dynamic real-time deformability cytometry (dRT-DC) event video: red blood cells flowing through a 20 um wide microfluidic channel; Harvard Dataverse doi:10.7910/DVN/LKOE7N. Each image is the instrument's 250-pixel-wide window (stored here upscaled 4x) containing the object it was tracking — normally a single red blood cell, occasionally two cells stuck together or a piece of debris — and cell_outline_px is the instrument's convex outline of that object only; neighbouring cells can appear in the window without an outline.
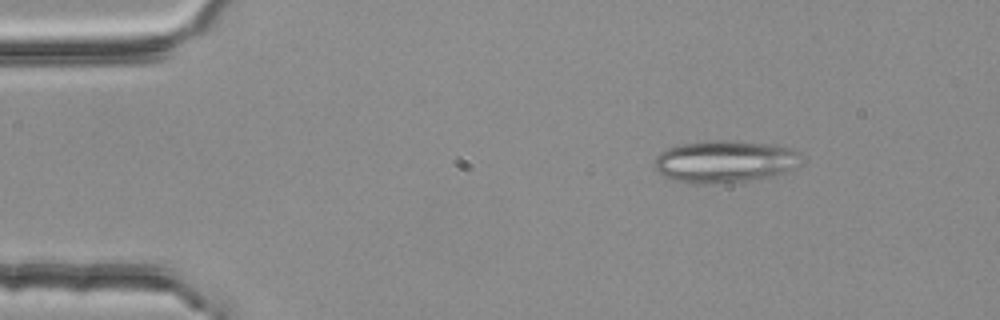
{"species": "common noctule bat (a hibernating species)", "species_latin": "Nyctalus noctula", "temperature_condition": "room temperature", "stored_images_in_passage": 3, "camera_frame_rate_fps": 3000, "um_per_image_px": 0.085, "animal": {"sex": "female", "body_mass_g": 25.1}, "frame": {"image": 1, "passage_image": 1, "time_ms": 0.0, "image_size_px": [1000, 320], "cell_outline_px": [[796, 152], [792, 168], [780, 172], [748, 180], [712, 184], [696, 184], [676, 180], [660, 176], [652, 160], [660, 152], [668, 148], [684, 144], [720, 140], [724, 140], [776, 144], [788, 148]], "centroid_in_image_um": [61.43, 13.73], "position_along_channel_um": 23.6, "area_um2": 35.03}}